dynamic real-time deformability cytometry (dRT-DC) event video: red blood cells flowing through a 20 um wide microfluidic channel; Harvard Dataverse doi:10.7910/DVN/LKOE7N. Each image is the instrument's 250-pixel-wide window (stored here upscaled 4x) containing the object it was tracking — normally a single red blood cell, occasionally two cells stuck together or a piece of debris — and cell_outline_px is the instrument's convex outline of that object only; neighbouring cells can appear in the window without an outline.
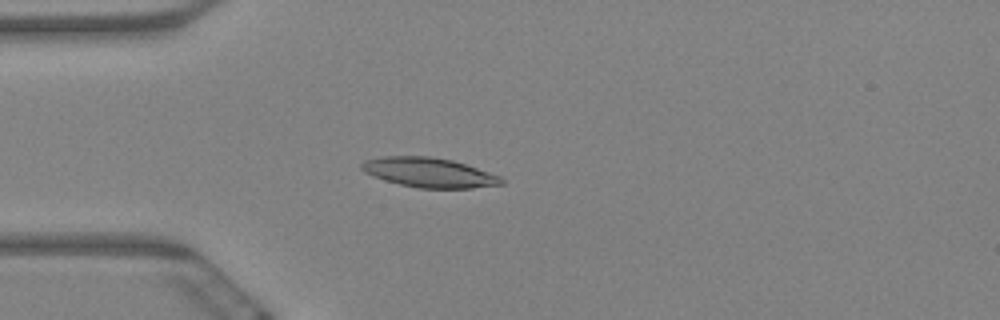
{"species": "Egyptian fruit bat (a non-hibernating species)", "species_latin": "Rousettus aegyptiacus", "temperature_condition": "warm", "stored_images_in_passage": 6, "camera_frame_rate_fps": 3000, "um_per_image_px": 0.085, "animal": {"sex": "female"}, "frame": {"image": 1, "passage_image": 5, "time_ms": 1.333, "image_size_px": [1000, 320], "cell_outline_px": [[504, 184], [472, 188], [420, 188], [400, 184], [384, 180], [372, 176], [364, 172], [360, 168], [360, 164], [364, 160], [384, 156], [428, 156], [452, 160], [500, 176], [504, 180]], "centroid_in_image_um": [36.43, 14.66], "position_along_channel_um": 48.6, "area_um2": 24.04}}